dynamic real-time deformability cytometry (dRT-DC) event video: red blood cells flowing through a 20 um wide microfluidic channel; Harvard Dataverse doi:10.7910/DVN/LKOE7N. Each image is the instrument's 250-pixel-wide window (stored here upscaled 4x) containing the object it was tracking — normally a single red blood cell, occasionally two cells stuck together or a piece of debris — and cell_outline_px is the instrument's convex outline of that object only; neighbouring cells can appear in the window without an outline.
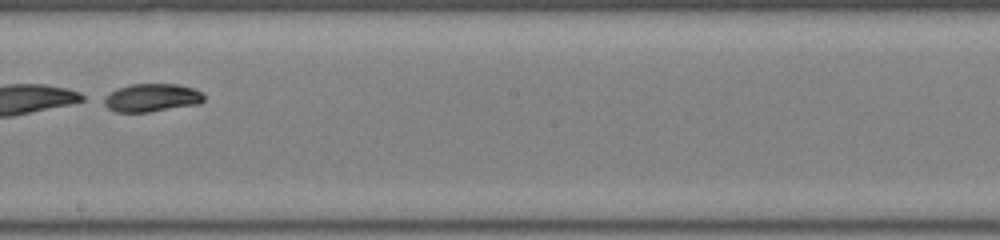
{"species": "common noctule bat (a hibernating species)", "species_latin": "Nyctalus noctula", "temperature_condition": "room temperature", "stored_images_in_passage": 43, "segment_of_instrument_passage": [2, 2], "camera_frame_rate_fps": 3000, "um_per_image_px": 0.085, "animal": {"sex": "male", "body_mass_g": 19.0, "forearm_length_mm": 50.8}, "frame": {"image": 1, "passage_image": 22, "time_ms": 7.0, "image_size_px": [1000, 240], "cell_outline_px": [[204, 100], [200, 104], [148, 112], [116, 112], [108, 108], [96, 100], [120, 88], [132, 84], [176, 84], [192, 88], [200, 92], [204, 96]], "centroid_in_image_um": [12.83, 8.32], "position_along_channel_um": 235.4, "area_um2": 16.47}}
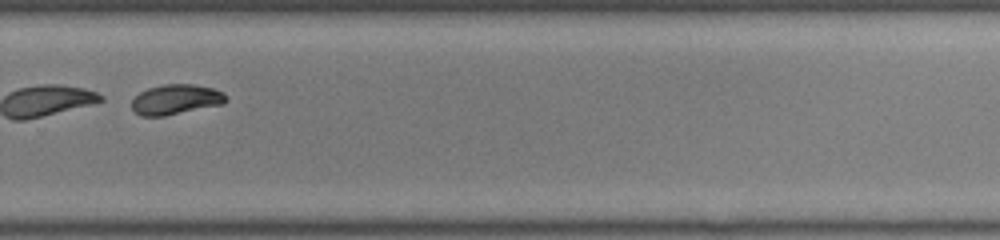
{"frame": {"image": 2, "passage_image": 28, "time_ms": 9.0, "image_size_px": [1000, 240], "cell_outline_px": [[228, 100], [224, 104], [164, 116], [140, 116], [132, 108], [132, 100], [140, 92], [148, 88], [164, 84], [196, 84], [212, 88], [224, 92], [228, 96]], "centroid_in_image_um": [14.99, 8.45], "position_along_channel_um": 314.8, "area_um2": 16.65}}